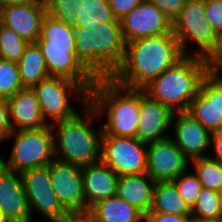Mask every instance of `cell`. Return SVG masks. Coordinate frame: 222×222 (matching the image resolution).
<instances>
[{
    "instance_id": "cell-5",
    "label": "cell",
    "mask_w": 222,
    "mask_h": 222,
    "mask_svg": "<svg viewBox=\"0 0 222 222\" xmlns=\"http://www.w3.org/2000/svg\"><path fill=\"white\" fill-rule=\"evenodd\" d=\"M83 110L71 119L50 125L54 137L55 158L79 167L101 161L103 135L102 126L97 133L92 128L94 119L99 118L95 109L88 103Z\"/></svg>"
},
{
    "instance_id": "cell-29",
    "label": "cell",
    "mask_w": 222,
    "mask_h": 222,
    "mask_svg": "<svg viewBox=\"0 0 222 222\" xmlns=\"http://www.w3.org/2000/svg\"><path fill=\"white\" fill-rule=\"evenodd\" d=\"M28 44L17 32L0 24V58L18 62Z\"/></svg>"
},
{
    "instance_id": "cell-4",
    "label": "cell",
    "mask_w": 222,
    "mask_h": 222,
    "mask_svg": "<svg viewBox=\"0 0 222 222\" xmlns=\"http://www.w3.org/2000/svg\"><path fill=\"white\" fill-rule=\"evenodd\" d=\"M36 43L45 57L50 76L70 79L90 92L97 78L76 56L74 27L46 14Z\"/></svg>"
},
{
    "instance_id": "cell-1",
    "label": "cell",
    "mask_w": 222,
    "mask_h": 222,
    "mask_svg": "<svg viewBox=\"0 0 222 222\" xmlns=\"http://www.w3.org/2000/svg\"><path fill=\"white\" fill-rule=\"evenodd\" d=\"M183 56L173 32L133 40L126 43L123 63L111 78L120 86L144 89Z\"/></svg>"
},
{
    "instance_id": "cell-9",
    "label": "cell",
    "mask_w": 222,
    "mask_h": 222,
    "mask_svg": "<svg viewBox=\"0 0 222 222\" xmlns=\"http://www.w3.org/2000/svg\"><path fill=\"white\" fill-rule=\"evenodd\" d=\"M31 89L40 104L43 118L49 125L51 122L71 119L79 113L73 108V104H70L73 92V95L80 97V102L83 101L84 105L89 103V92L81 84L64 77L50 76Z\"/></svg>"
},
{
    "instance_id": "cell-16",
    "label": "cell",
    "mask_w": 222,
    "mask_h": 222,
    "mask_svg": "<svg viewBox=\"0 0 222 222\" xmlns=\"http://www.w3.org/2000/svg\"><path fill=\"white\" fill-rule=\"evenodd\" d=\"M210 133L222 130V84L210 73L187 110Z\"/></svg>"
},
{
    "instance_id": "cell-6",
    "label": "cell",
    "mask_w": 222,
    "mask_h": 222,
    "mask_svg": "<svg viewBox=\"0 0 222 222\" xmlns=\"http://www.w3.org/2000/svg\"><path fill=\"white\" fill-rule=\"evenodd\" d=\"M207 75L208 70L203 59L183 56L151 81L144 91L173 112L187 111Z\"/></svg>"
},
{
    "instance_id": "cell-7",
    "label": "cell",
    "mask_w": 222,
    "mask_h": 222,
    "mask_svg": "<svg viewBox=\"0 0 222 222\" xmlns=\"http://www.w3.org/2000/svg\"><path fill=\"white\" fill-rule=\"evenodd\" d=\"M204 11L205 0H186L185 6L172 21L173 33L184 56L204 59L215 45L216 31ZM189 42L197 46L196 51L186 48Z\"/></svg>"
},
{
    "instance_id": "cell-28",
    "label": "cell",
    "mask_w": 222,
    "mask_h": 222,
    "mask_svg": "<svg viewBox=\"0 0 222 222\" xmlns=\"http://www.w3.org/2000/svg\"><path fill=\"white\" fill-rule=\"evenodd\" d=\"M222 193L202 188L196 203L191 208L195 220L219 219Z\"/></svg>"
},
{
    "instance_id": "cell-37",
    "label": "cell",
    "mask_w": 222,
    "mask_h": 222,
    "mask_svg": "<svg viewBox=\"0 0 222 222\" xmlns=\"http://www.w3.org/2000/svg\"><path fill=\"white\" fill-rule=\"evenodd\" d=\"M144 222H195L191 215H175L160 212H148Z\"/></svg>"
},
{
    "instance_id": "cell-40",
    "label": "cell",
    "mask_w": 222,
    "mask_h": 222,
    "mask_svg": "<svg viewBox=\"0 0 222 222\" xmlns=\"http://www.w3.org/2000/svg\"><path fill=\"white\" fill-rule=\"evenodd\" d=\"M1 5H45V0H0Z\"/></svg>"
},
{
    "instance_id": "cell-45",
    "label": "cell",
    "mask_w": 222,
    "mask_h": 222,
    "mask_svg": "<svg viewBox=\"0 0 222 222\" xmlns=\"http://www.w3.org/2000/svg\"><path fill=\"white\" fill-rule=\"evenodd\" d=\"M0 222H6V220L3 217L1 209H0Z\"/></svg>"
},
{
    "instance_id": "cell-18",
    "label": "cell",
    "mask_w": 222,
    "mask_h": 222,
    "mask_svg": "<svg viewBox=\"0 0 222 222\" xmlns=\"http://www.w3.org/2000/svg\"><path fill=\"white\" fill-rule=\"evenodd\" d=\"M0 209L6 222H32L21 173L0 171Z\"/></svg>"
},
{
    "instance_id": "cell-13",
    "label": "cell",
    "mask_w": 222,
    "mask_h": 222,
    "mask_svg": "<svg viewBox=\"0 0 222 222\" xmlns=\"http://www.w3.org/2000/svg\"><path fill=\"white\" fill-rule=\"evenodd\" d=\"M120 24L125 43L173 32L172 20L147 1L141 2L120 19Z\"/></svg>"
},
{
    "instance_id": "cell-44",
    "label": "cell",
    "mask_w": 222,
    "mask_h": 222,
    "mask_svg": "<svg viewBox=\"0 0 222 222\" xmlns=\"http://www.w3.org/2000/svg\"><path fill=\"white\" fill-rule=\"evenodd\" d=\"M4 159L0 155V171L4 168Z\"/></svg>"
},
{
    "instance_id": "cell-3",
    "label": "cell",
    "mask_w": 222,
    "mask_h": 222,
    "mask_svg": "<svg viewBox=\"0 0 222 222\" xmlns=\"http://www.w3.org/2000/svg\"><path fill=\"white\" fill-rule=\"evenodd\" d=\"M89 104L100 118L107 117L103 135L137 137L140 89L120 86L112 78H97L89 92Z\"/></svg>"
},
{
    "instance_id": "cell-27",
    "label": "cell",
    "mask_w": 222,
    "mask_h": 222,
    "mask_svg": "<svg viewBox=\"0 0 222 222\" xmlns=\"http://www.w3.org/2000/svg\"><path fill=\"white\" fill-rule=\"evenodd\" d=\"M191 162L202 186L222 193V164L209 156L196 158Z\"/></svg>"
},
{
    "instance_id": "cell-31",
    "label": "cell",
    "mask_w": 222,
    "mask_h": 222,
    "mask_svg": "<svg viewBox=\"0 0 222 222\" xmlns=\"http://www.w3.org/2000/svg\"><path fill=\"white\" fill-rule=\"evenodd\" d=\"M171 182L175 185L182 198L192 208L203 188L197 175L195 173H188V171H186Z\"/></svg>"
},
{
    "instance_id": "cell-11",
    "label": "cell",
    "mask_w": 222,
    "mask_h": 222,
    "mask_svg": "<svg viewBox=\"0 0 222 222\" xmlns=\"http://www.w3.org/2000/svg\"><path fill=\"white\" fill-rule=\"evenodd\" d=\"M29 212L42 214L50 222L66 219L71 214L61 205L53 191L49 176V164L44 167L32 168L21 173ZM34 212V213H33Z\"/></svg>"
},
{
    "instance_id": "cell-43",
    "label": "cell",
    "mask_w": 222,
    "mask_h": 222,
    "mask_svg": "<svg viewBox=\"0 0 222 222\" xmlns=\"http://www.w3.org/2000/svg\"><path fill=\"white\" fill-rule=\"evenodd\" d=\"M195 222H222L220 219L195 220Z\"/></svg>"
},
{
    "instance_id": "cell-34",
    "label": "cell",
    "mask_w": 222,
    "mask_h": 222,
    "mask_svg": "<svg viewBox=\"0 0 222 222\" xmlns=\"http://www.w3.org/2000/svg\"><path fill=\"white\" fill-rule=\"evenodd\" d=\"M208 73L222 69V30L216 32L215 45L211 52L203 59Z\"/></svg>"
},
{
    "instance_id": "cell-36",
    "label": "cell",
    "mask_w": 222,
    "mask_h": 222,
    "mask_svg": "<svg viewBox=\"0 0 222 222\" xmlns=\"http://www.w3.org/2000/svg\"><path fill=\"white\" fill-rule=\"evenodd\" d=\"M143 1L145 0H108V3L114 17L120 20Z\"/></svg>"
},
{
    "instance_id": "cell-46",
    "label": "cell",
    "mask_w": 222,
    "mask_h": 222,
    "mask_svg": "<svg viewBox=\"0 0 222 222\" xmlns=\"http://www.w3.org/2000/svg\"><path fill=\"white\" fill-rule=\"evenodd\" d=\"M219 219L222 221V198H221L220 216H219Z\"/></svg>"
},
{
    "instance_id": "cell-15",
    "label": "cell",
    "mask_w": 222,
    "mask_h": 222,
    "mask_svg": "<svg viewBox=\"0 0 222 222\" xmlns=\"http://www.w3.org/2000/svg\"><path fill=\"white\" fill-rule=\"evenodd\" d=\"M171 126L174 137L170 138L190 160L207 157L211 133L187 111L174 112Z\"/></svg>"
},
{
    "instance_id": "cell-25",
    "label": "cell",
    "mask_w": 222,
    "mask_h": 222,
    "mask_svg": "<svg viewBox=\"0 0 222 222\" xmlns=\"http://www.w3.org/2000/svg\"><path fill=\"white\" fill-rule=\"evenodd\" d=\"M149 212L191 215V207L178 193L171 181L156 182Z\"/></svg>"
},
{
    "instance_id": "cell-24",
    "label": "cell",
    "mask_w": 222,
    "mask_h": 222,
    "mask_svg": "<svg viewBox=\"0 0 222 222\" xmlns=\"http://www.w3.org/2000/svg\"><path fill=\"white\" fill-rule=\"evenodd\" d=\"M17 64L24 88H31L50 77L45 57L36 42L28 44Z\"/></svg>"
},
{
    "instance_id": "cell-10",
    "label": "cell",
    "mask_w": 222,
    "mask_h": 222,
    "mask_svg": "<svg viewBox=\"0 0 222 222\" xmlns=\"http://www.w3.org/2000/svg\"><path fill=\"white\" fill-rule=\"evenodd\" d=\"M101 161L118 176L146 173L147 144L137 137L102 135Z\"/></svg>"
},
{
    "instance_id": "cell-47",
    "label": "cell",
    "mask_w": 222,
    "mask_h": 222,
    "mask_svg": "<svg viewBox=\"0 0 222 222\" xmlns=\"http://www.w3.org/2000/svg\"><path fill=\"white\" fill-rule=\"evenodd\" d=\"M1 3H0V19H1ZM0 24H1V20H0Z\"/></svg>"
},
{
    "instance_id": "cell-23",
    "label": "cell",
    "mask_w": 222,
    "mask_h": 222,
    "mask_svg": "<svg viewBox=\"0 0 222 222\" xmlns=\"http://www.w3.org/2000/svg\"><path fill=\"white\" fill-rule=\"evenodd\" d=\"M91 222H143L145 215L122 198L112 196L98 201L88 211Z\"/></svg>"
},
{
    "instance_id": "cell-20",
    "label": "cell",
    "mask_w": 222,
    "mask_h": 222,
    "mask_svg": "<svg viewBox=\"0 0 222 222\" xmlns=\"http://www.w3.org/2000/svg\"><path fill=\"white\" fill-rule=\"evenodd\" d=\"M82 176L86 215L98 201L117 195L119 176L102 161L82 167Z\"/></svg>"
},
{
    "instance_id": "cell-14",
    "label": "cell",
    "mask_w": 222,
    "mask_h": 222,
    "mask_svg": "<svg viewBox=\"0 0 222 222\" xmlns=\"http://www.w3.org/2000/svg\"><path fill=\"white\" fill-rule=\"evenodd\" d=\"M189 161L170 137L147 144L146 173L155 182L176 179L190 169Z\"/></svg>"
},
{
    "instance_id": "cell-8",
    "label": "cell",
    "mask_w": 222,
    "mask_h": 222,
    "mask_svg": "<svg viewBox=\"0 0 222 222\" xmlns=\"http://www.w3.org/2000/svg\"><path fill=\"white\" fill-rule=\"evenodd\" d=\"M14 139L8 162L4 166L22 173L32 168L47 166L55 158L54 137L50 125L41 129L12 131L8 140Z\"/></svg>"
},
{
    "instance_id": "cell-26",
    "label": "cell",
    "mask_w": 222,
    "mask_h": 222,
    "mask_svg": "<svg viewBox=\"0 0 222 222\" xmlns=\"http://www.w3.org/2000/svg\"><path fill=\"white\" fill-rule=\"evenodd\" d=\"M75 26L113 22L116 18L111 11L108 0H78Z\"/></svg>"
},
{
    "instance_id": "cell-41",
    "label": "cell",
    "mask_w": 222,
    "mask_h": 222,
    "mask_svg": "<svg viewBox=\"0 0 222 222\" xmlns=\"http://www.w3.org/2000/svg\"><path fill=\"white\" fill-rule=\"evenodd\" d=\"M58 222H91V220L87 215H71L68 218Z\"/></svg>"
},
{
    "instance_id": "cell-21",
    "label": "cell",
    "mask_w": 222,
    "mask_h": 222,
    "mask_svg": "<svg viewBox=\"0 0 222 222\" xmlns=\"http://www.w3.org/2000/svg\"><path fill=\"white\" fill-rule=\"evenodd\" d=\"M12 131L41 129L49 124L43 118L40 104L31 88H24L7 99Z\"/></svg>"
},
{
    "instance_id": "cell-39",
    "label": "cell",
    "mask_w": 222,
    "mask_h": 222,
    "mask_svg": "<svg viewBox=\"0 0 222 222\" xmlns=\"http://www.w3.org/2000/svg\"><path fill=\"white\" fill-rule=\"evenodd\" d=\"M210 147L214 148L215 156L209 157L222 164V130L211 133Z\"/></svg>"
},
{
    "instance_id": "cell-35",
    "label": "cell",
    "mask_w": 222,
    "mask_h": 222,
    "mask_svg": "<svg viewBox=\"0 0 222 222\" xmlns=\"http://www.w3.org/2000/svg\"><path fill=\"white\" fill-rule=\"evenodd\" d=\"M154 4L162 13L168 16L172 21L185 6L186 0H145Z\"/></svg>"
},
{
    "instance_id": "cell-22",
    "label": "cell",
    "mask_w": 222,
    "mask_h": 222,
    "mask_svg": "<svg viewBox=\"0 0 222 222\" xmlns=\"http://www.w3.org/2000/svg\"><path fill=\"white\" fill-rule=\"evenodd\" d=\"M155 183L147 173L119 176L117 196L146 215L151 210Z\"/></svg>"
},
{
    "instance_id": "cell-33",
    "label": "cell",
    "mask_w": 222,
    "mask_h": 222,
    "mask_svg": "<svg viewBox=\"0 0 222 222\" xmlns=\"http://www.w3.org/2000/svg\"><path fill=\"white\" fill-rule=\"evenodd\" d=\"M205 16L212 28L222 30V0H205Z\"/></svg>"
},
{
    "instance_id": "cell-38",
    "label": "cell",
    "mask_w": 222,
    "mask_h": 222,
    "mask_svg": "<svg viewBox=\"0 0 222 222\" xmlns=\"http://www.w3.org/2000/svg\"><path fill=\"white\" fill-rule=\"evenodd\" d=\"M11 124L9 119V106L7 99H0V143L8 140L11 134Z\"/></svg>"
},
{
    "instance_id": "cell-17",
    "label": "cell",
    "mask_w": 222,
    "mask_h": 222,
    "mask_svg": "<svg viewBox=\"0 0 222 222\" xmlns=\"http://www.w3.org/2000/svg\"><path fill=\"white\" fill-rule=\"evenodd\" d=\"M173 114L169 107L153 100L144 89H140L137 138L145 144L169 138L166 131H170Z\"/></svg>"
},
{
    "instance_id": "cell-30",
    "label": "cell",
    "mask_w": 222,
    "mask_h": 222,
    "mask_svg": "<svg viewBox=\"0 0 222 222\" xmlns=\"http://www.w3.org/2000/svg\"><path fill=\"white\" fill-rule=\"evenodd\" d=\"M22 89L17 62L0 58V99H8Z\"/></svg>"
},
{
    "instance_id": "cell-2",
    "label": "cell",
    "mask_w": 222,
    "mask_h": 222,
    "mask_svg": "<svg viewBox=\"0 0 222 222\" xmlns=\"http://www.w3.org/2000/svg\"><path fill=\"white\" fill-rule=\"evenodd\" d=\"M77 58L96 78H111L122 65L126 43L120 20L74 27Z\"/></svg>"
},
{
    "instance_id": "cell-42",
    "label": "cell",
    "mask_w": 222,
    "mask_h": 222,
    "mask_svg": "<svg viewBox=\"0 0 222 222\" xmlns=\"http://www.w3.org/2000/svg\"><path fill=\"white\" fill-rule=\"evenodd\" d=\"M222 69L214 70L211 74L222 84Z\"/></svg>"
},
{
    "instance_id": "cell-12",
    "label": "cell",
    "mask_w": 222,
    "mask_h": 222,
    "mask_svg": "<svg viewBox=\"0 0 222 222\" xmlns=\"http://www.w3.org/2000/svg\"><path fill=\"white\" fill-rule=\"evenodd\" d=\"M53 191L71 215H86L82 167L54 158L49 163Z\"/></svg>"
},
{
    "instance_id": "cell-19",
    "label": "cell",
    "mask_w": 222,
    "mask_h": 222,
    "mask_svg": "<svg viewBox=\"0 0 222 222\" xmlns=\"http://www.w3.org/2000/svg\"><path fill=\"white\" fill-rule=\"evenodd\" d=\"M47 14L45 5H2L1 25L14 30L29 43L41 34V24Z\"/></svg>"
},
{
    "instance_id": "cell-32",
    "label": "cell",
    "mask_w": 222,
    "mask_h": 222,
    "mask_svg": "<svg viewBox=\"0 0 222 222\" xmlns=\"http://www.w3.org/2000/svg\"><path fill=\"white\" fill-rule=\"evenodd\" d=\"M78 0H45L46 12L54 19L75 27Z\"/></svg>"
}]
</instances>
